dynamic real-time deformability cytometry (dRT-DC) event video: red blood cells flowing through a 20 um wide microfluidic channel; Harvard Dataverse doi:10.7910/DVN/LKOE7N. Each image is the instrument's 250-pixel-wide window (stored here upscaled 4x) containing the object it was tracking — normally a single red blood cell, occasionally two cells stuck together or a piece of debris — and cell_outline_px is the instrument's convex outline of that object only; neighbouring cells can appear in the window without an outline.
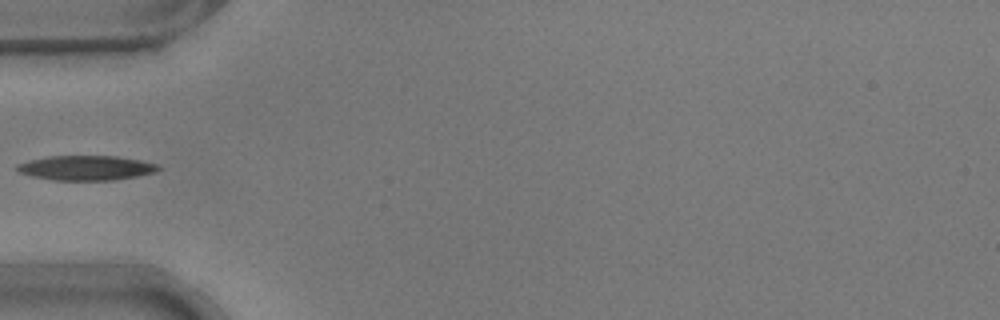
{"species": "common noctule bat (a hibernating species)", "species_latin": "Nyctalus noctula", "temperature_condition": "warm", "stored_images_in_passage": 9, "camera_frame_rate_fps": 3000, "um_per_image_px": 0.085, "animal": {"sex": "male", "body_mass_g": 17.9}, "frame": {"image": 1, "passage_image": 1, "time_ms": 0.0, "image_size_px": [1000, 320], "cell_outline_px": [[160, 168], [156, 172], [136, 176], [112, 180], [52, 180], [32, 176], [20, 172], [16, 168], [16, 164], [28, 160], [48, 156], [116, 156], [140, 160], [160, 164]], "centroid_in_image_um": [7.32, 14.26], "position_along_channel_um": 77.7, "area_um2": 20.35}}